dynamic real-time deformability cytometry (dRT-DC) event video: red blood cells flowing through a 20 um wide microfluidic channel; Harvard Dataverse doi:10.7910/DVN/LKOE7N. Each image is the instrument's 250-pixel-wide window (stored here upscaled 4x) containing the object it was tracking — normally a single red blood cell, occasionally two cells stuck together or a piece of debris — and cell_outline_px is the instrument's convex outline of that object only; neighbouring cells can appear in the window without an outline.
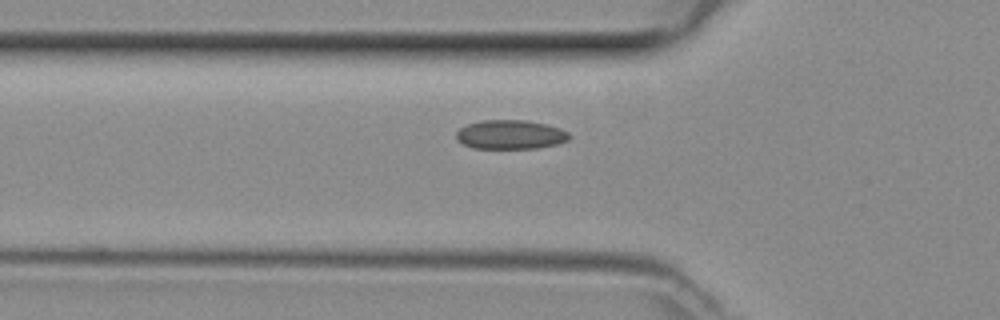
{"species": "common noctule bat (a hibernating species)", "species_latin": "Nyctalus noctula", "temperature_condition": "room temperature", "stored_images_in_passage": 39, "camera_frame_rate_fps": 3000, "um_per_image_px": 0.085, "animal": {"sex": "female", "body_mass_g": 29.2, "forearm_length_mm": 56.3}, "frame": {"image": 1, "passage_image": 13, "time_ms": 4.0, "image_size_px": [1000, 320], "cell_outline_px": [[572, 136], [568, 140], [556, 144], [536, 148], [472, 148], [456, 140], [456, 132], [460, 128], [468, 124], [484, 120], [524, 120], [544, 124], [560, 128], [568, 132]], "centroid_in_image_um": [43.38, 11.44], "position_along_channel_um": 82.4, "area_um2": 19.07}}
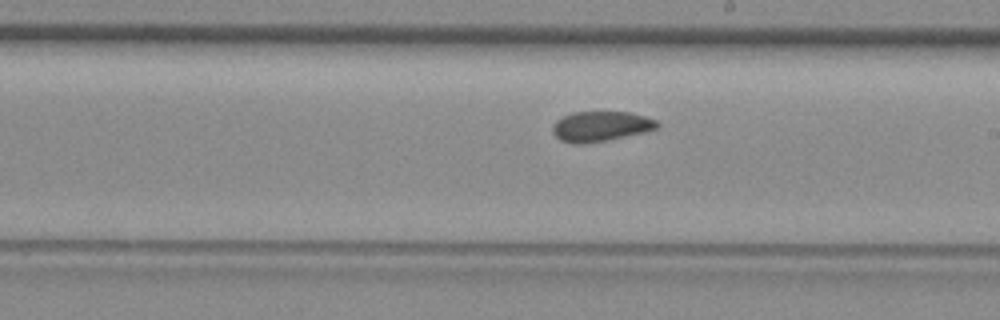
{"frame": {"image": 2, "passage_image": 24, "time_ms": 7.667, "image_size_px": [1000, 320], "cell_outline_px": [[660, 124], [656, 128], [644, 132], [608, 140], [584, 144], [572, 144], [560, 140], [552, 132], [552, 128], [556, 120], [572, 112], [628, 112], [644, 116], [656, 120]], "centroid_in_image_um": [51.03, 10.75], "position_along_channel_um": 238.0, "area_um2": 18.32}}
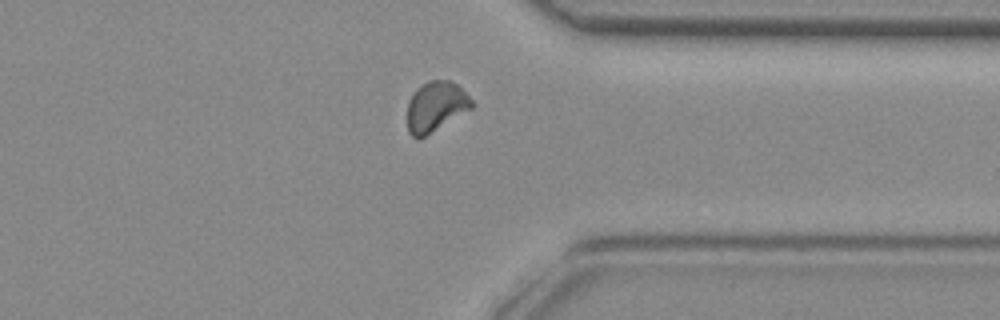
{"frame": {"image": 3, "passage_image": 34, "time_ms": 11.0, "image_size_px": [1000, 320], "cell_outline_px": [[472, 108], [424, 136], [412, 136], [408, 132], [408, 100], [416, 88], [420, 84], [428, 80], [448, 80], [456, 84], [472, 100]], "centroid_in_image_um": [37.01, 9.01], "position_along_channel_um": 374.4, "area_um2": 18.38}}